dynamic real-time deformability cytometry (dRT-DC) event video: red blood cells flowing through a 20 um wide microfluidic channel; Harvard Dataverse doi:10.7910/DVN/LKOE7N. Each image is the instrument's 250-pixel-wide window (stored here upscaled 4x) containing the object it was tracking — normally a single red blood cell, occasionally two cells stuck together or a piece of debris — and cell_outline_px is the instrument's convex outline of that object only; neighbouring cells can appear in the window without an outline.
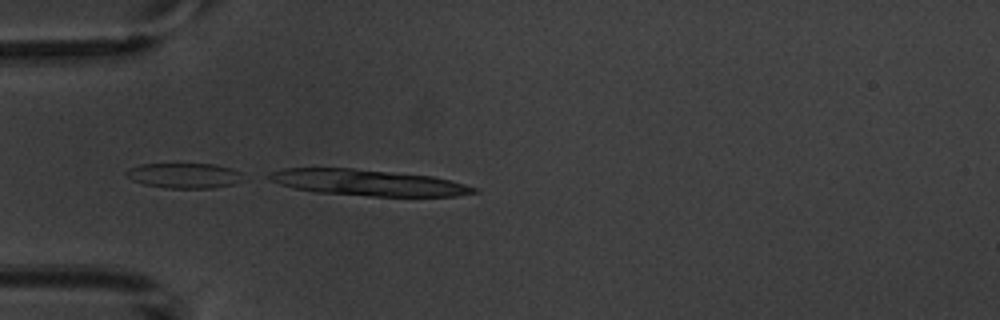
{"species": "common noctule bat (a hibernating species)", "species_latin": "Nyctalus noctula", "temperature_condition": "warm", "stored_images_in_passage": 1, "camera_frame_rate_fps": 3000, "um_per_image_px": 0.085, "animal": {"sex": "male", "body_mass_g": 20.1, "forearm_length_mm": 53.5}, "frame": {"image": 1, "passage_image": 1, "time_ms": 0.0, "image_size_px": [1000, 320], "cell_outline_px": [[480, 192], [456, 196], [372, 196], [316, 192], [296, 188], [280, 184], [272, 180], [268, 176], [268, 172], [284, 168], [352, 168], [432, 176], [480, 188]], "centroid_in_image_um": [31.32, 15.52], "position_along_channel_um": 53.7, "area_um2": 30.98}}